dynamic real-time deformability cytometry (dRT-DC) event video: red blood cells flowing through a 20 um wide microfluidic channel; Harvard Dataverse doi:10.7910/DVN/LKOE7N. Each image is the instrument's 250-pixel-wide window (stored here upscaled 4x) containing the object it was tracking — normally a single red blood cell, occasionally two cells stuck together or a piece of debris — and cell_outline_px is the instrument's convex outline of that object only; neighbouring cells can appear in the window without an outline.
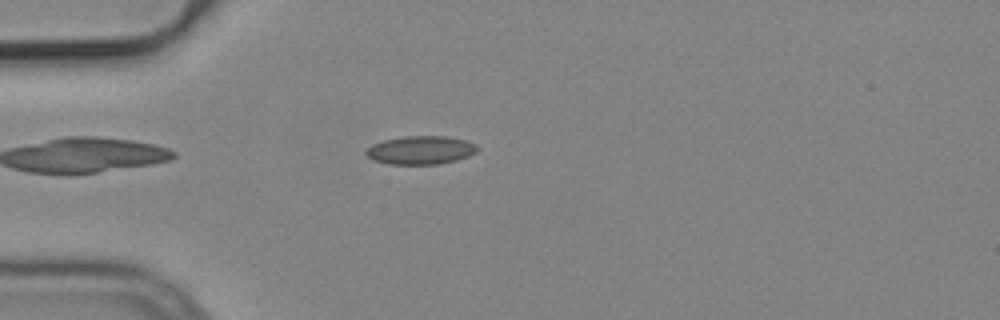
{"species": "common noctule bat (a hibernating species)", "species_latin": "Nyctalus noctula", "temperature_condition": "cold", "stored_images_in_passage": 44, "camera_frame_rate_fps": 3000, "um_per_image_px": 0.085, "animal": {"sex": "male", "body_mass_g": 19.2, "forearm_length_mm": 51.8}, "frame": {"image": 1, "passage_image": 5, "time_ms": 1.333, "image_size_px": [1000, 320], "cell_outline_px": [[480, 148], [476, 152], [468, 156], [456, 160], [440, 164], [388, 164], [372, 160], [364, 152], [372, 144], [384, 140], [404, 136], [448, 136], [464, 140], [476, 144]], "centroid_in_image_um": [35.76, 12.76], "position_along_channel_um": 49.2, "area_um2": 18.5}}
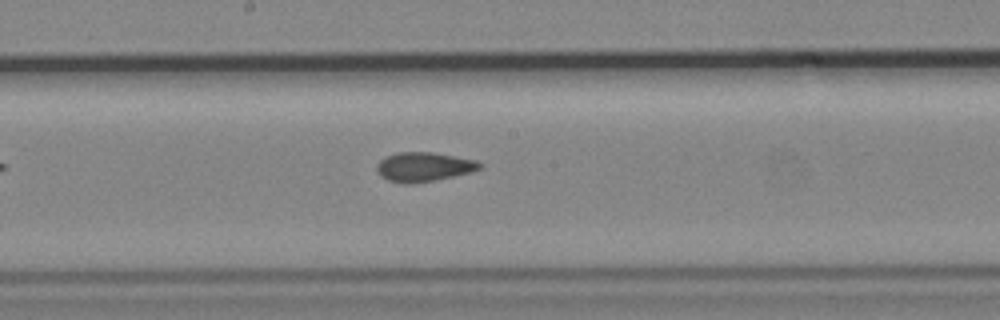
{"frame": {"image": 2, "passage_image": 19, "time_ms": 6.0, "image_size_px": [1000, 320], "cell_outline_px": [[484, 164], [480, 168], [472, 172], [432, 180], [408, 184], [404, 184], [388, 180], [380, 176], [376, 168], [376, 164], [380, 160], [396, 152], [432, 152], [476, 160]], "centroid_in_image_um": [36.01, 14.17], "position_along_channel_um": 212.2, "area_um2": 17.46}}
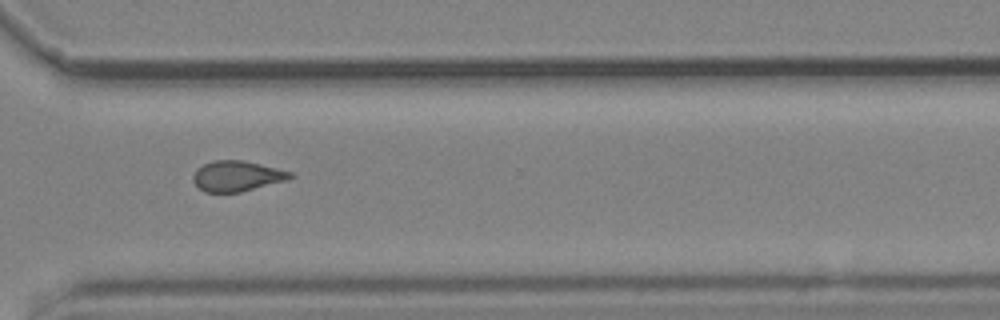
{"frame": {"image": 3, "passage_image": 30, "time_ms": 9.667, "image_size_px": [1000, 320], "cell_outline_px": [[296, 176], [288, 180], [240, 192], [204, 192], [192, 180], [192, 176], [196, 168], [212, 160], [244, 160], [292, 172]], "centroid_in_image_um": [20.14, 14.96], "position_along_channel_um": 350.5, "area_um2": 17.34}, "authors_computed_cell_mechanics": {"area_um2": 17.4556, "velocity_mm_per_s": 3.792, "shape_relaxation_time_tau1_ms": null, "shape_relaxation_time_tau2_ms": 2.3086, "deformation_change_tau1": null, "deformation_change_tau2": 0.076}}